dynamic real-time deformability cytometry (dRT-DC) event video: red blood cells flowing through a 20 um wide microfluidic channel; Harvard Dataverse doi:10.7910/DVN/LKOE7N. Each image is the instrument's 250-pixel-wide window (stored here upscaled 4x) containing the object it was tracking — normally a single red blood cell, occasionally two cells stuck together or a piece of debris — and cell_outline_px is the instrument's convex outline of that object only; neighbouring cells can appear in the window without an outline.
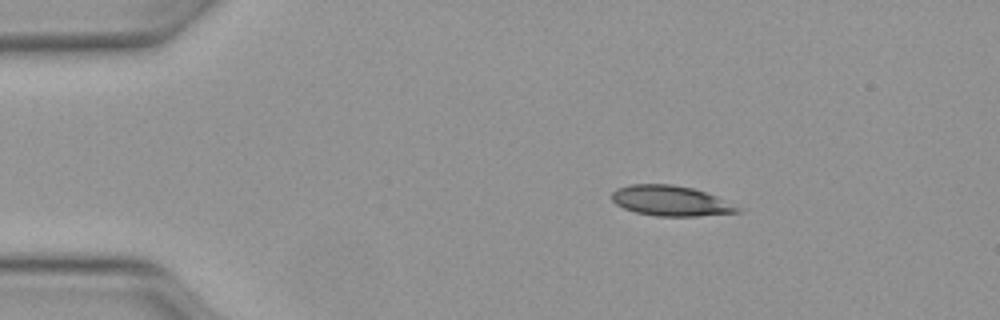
{"species": "Egyptian fruit bat (a non-hibernating species)", "species_latin": "Rousettus aegyptiacus", "temperature_condition": "warm", "stored_images_in_passage": 42, "camera_frame_rate_fps": 3000, "um_per_image_px": 0.085, "animal": {"sex": "female"}, "frame": {"image": 1, "passage_image": 1, "time_ms": 0.0, "image_size_px": [1000, 320], "cell_outline_px": [[740, 212], [696, 216], [656, 216], [636, 212], [624, 208], [616, 204], [612, 200], [612, 192], [616, 188], [628, 184], [672, 184], [692, 188], [716, 196], [736, 208]], "centroid_in_image_um": [56.9, 17.06], "position_along_channel_um": 28.1, "area_um2": 21.79}}
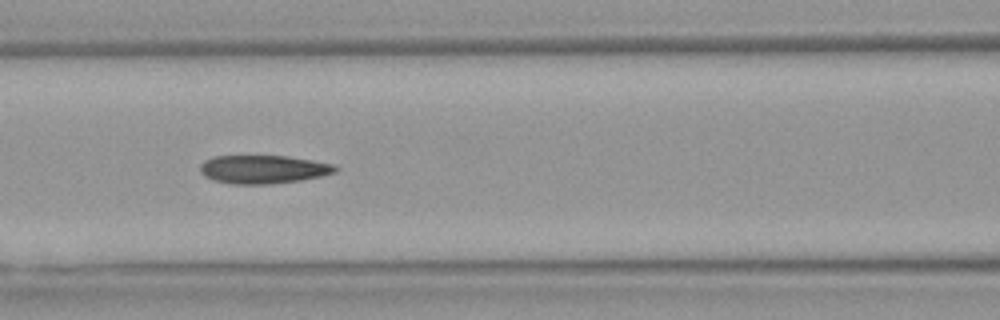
{"frame": {"image": 2, "passage_image": 14, "time_ms": 4.333, "image_size_px": [1000, 320], "cell_outline_px": [[340, 168], [336, 172], [320, 176], [300, 180], [272, 184], [232, 184], [216, 180], [204, 176], [200, 172], [200, 164], [204, 160], [216, 156], [288, 156], [312, 160], [332, 164]], "centroid_in_image_um": [22.38, 14.39], "position_along_channel_um": 144.2, "area_um2": 22.31}}
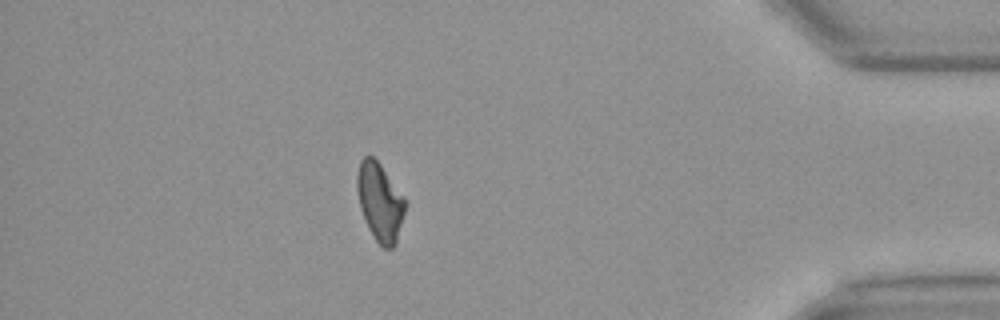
{"frame": {"image": 3, "passage_image": 36, "time_ms": 11.667, "image_size_px": [1000, 320], "cell_outline_px": [[408, 204], [396, 244], [392, 248], [384, 248], [376, 240], [368, 228], [360, 208], [356, 188], [356, 176], [360, 160], [364, 156], [372, 156], [380, 164], [404, 196]], "centroid_in_image_um": [32.31, 17.17], "position_along_channel_um": 402.9, "area_um2": 22.14}, "authors_computed_cell_mechanics": {"area_um2": 22.3397, "velocity_mm_per_s": 4.1411, "shape_relaxation_time_tau1_ms": null, "shape_relaxation_time_tau2_ms": 4.5343, "deformation_change_tau1": null, "deformation_change_tau2": 0.1294}}